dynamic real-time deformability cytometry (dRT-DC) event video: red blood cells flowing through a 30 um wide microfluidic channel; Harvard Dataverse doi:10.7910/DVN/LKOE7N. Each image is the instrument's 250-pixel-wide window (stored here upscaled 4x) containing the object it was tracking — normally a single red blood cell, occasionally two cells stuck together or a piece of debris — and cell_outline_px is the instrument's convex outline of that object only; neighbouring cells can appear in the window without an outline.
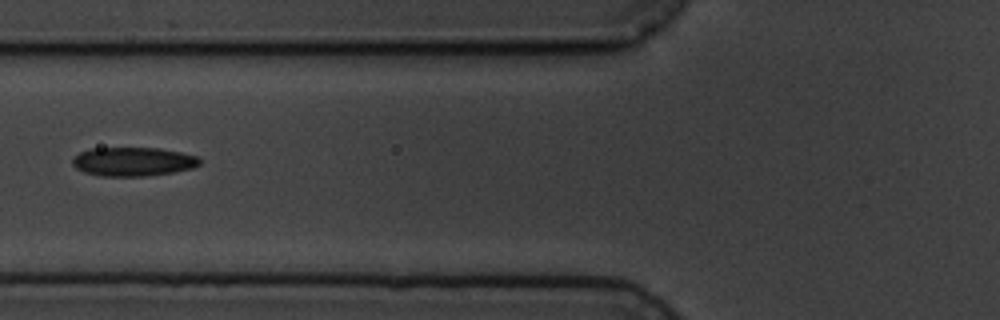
{"species": "common noctule bat (a hibernating species)", "species_latin": "Nyctalus noctula", "temperature_condition": "cold", "stored_images_in_passage": 2, "camera_frame_rate_fps": 3000, "um_per_image_px": 0.085, "animal": {"sex": "male", "body_mass_g": 19.5, "forearm_length_mm": 54.6}, "frame": {"image": 1, "passage_image": 2, "time_ms": 1.0, "image_size_px": [1000, 320], "cell_outline_px": [[200, 164], [192, 168], [172, 172], [144, 176], [100, 176], [84, 172], [76, 168], [72, 164], [72, 156], [88, 148], [160, 148], [180, 152], [196, 156], [200, 160]], "centroid_in_image_um": [11.26, 13.73], "position_along_channel_um": 114.5, "area_um2": 21.44}}